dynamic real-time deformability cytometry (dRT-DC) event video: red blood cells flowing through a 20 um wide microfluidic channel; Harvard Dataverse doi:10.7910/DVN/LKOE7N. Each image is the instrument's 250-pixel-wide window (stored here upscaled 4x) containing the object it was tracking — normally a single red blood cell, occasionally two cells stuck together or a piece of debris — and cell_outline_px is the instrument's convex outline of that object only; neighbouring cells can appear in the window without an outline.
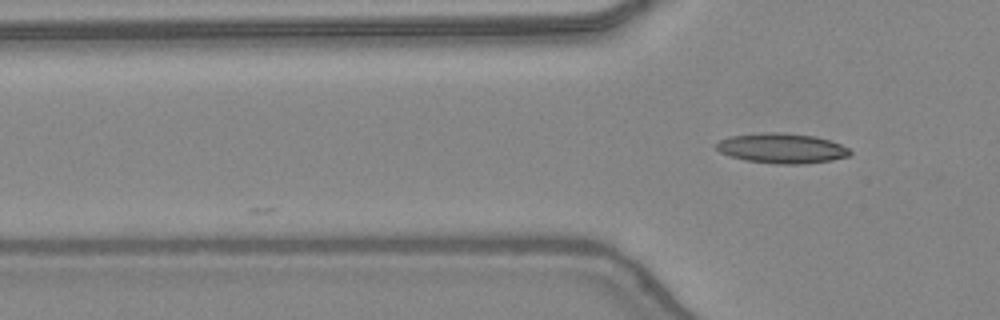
{"species": "common noctule bat (a hibernating species)", "species_latin": "Nyctalus noctula", "temperature_condition": "warm", "stored_images_in_passage": 4, "camera_frame_rate_fps": 3000, "um_per_image_px": 0.085, "animal": {"sex": "female", "body_mass_g": 24.6, "forearm_length_mm": 56.2}, "frame": {"image": 1, "passage_image": 4, "time_ms": 1.0, "image_size_px": [1000, 320], "cell_outline_px": [[852, 152], [848, 156], [832, 160], [800, 164], [776, 164], [744, 160], [720, 152], [712, 144], [728, 136], [768, 132], [776, 132], [816, 136], [840, 144], [848, 148]], "centroid_in_image_um": [66.42, 12.6], "position_along_channel_um": 59.4, "area_um2": 23.35}}